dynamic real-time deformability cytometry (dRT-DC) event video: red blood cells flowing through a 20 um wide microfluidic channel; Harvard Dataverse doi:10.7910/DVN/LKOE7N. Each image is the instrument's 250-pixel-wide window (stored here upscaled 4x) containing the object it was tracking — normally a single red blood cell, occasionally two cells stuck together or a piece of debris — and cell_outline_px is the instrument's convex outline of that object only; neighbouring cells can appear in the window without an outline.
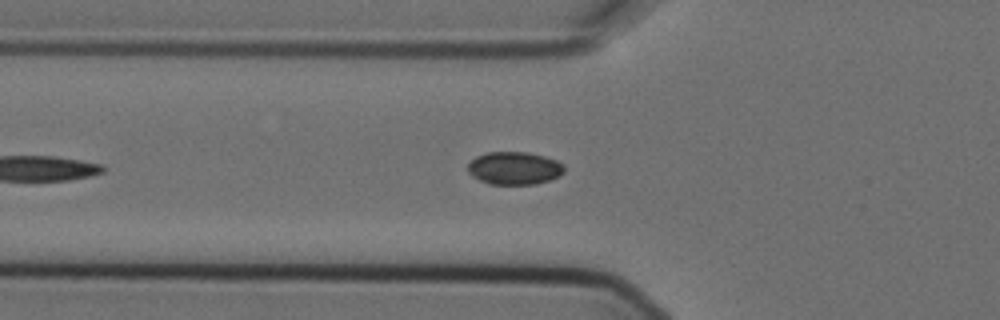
{"species": "Egyptian fruit bat (a non-hibernating species)", "species_latin": "Rousettus aegyptiacus", "temperature_condition": "cold", "stored_images_in_passage": 6, "camera_frame_rate_fps": 3000, "um_per_image_px": 0.085, "animal": {"sex": "female"}, "frame": {"image": 1, "passage_image": 5, "time_ms": 1.333, "image_size_px": [1000, 320], "cell_outline_px": [[564, 172], [560, 176], [536, 184], [488, 184], [472, 176], [468, 172], [468, 164], [476, 156], [488, 152], [528, 152], [544, 156], [556, 160], [564, 164]], "centroid_in_image_um": [43.73, 14.29], "position_along_channel_um": 82.1, "area_um2": 18.5}}
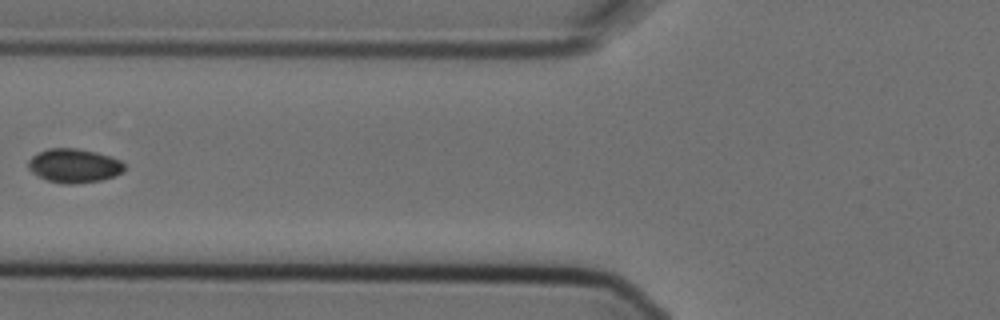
{"frame": {"image": 2, "passage_image": 6, "time_ms": 1.667, "image_size_px": [1000, 320], "cell_outline_px": [[124, 172], [100, 180], [72, 184], [64, 184], [48, 180], [36, 176], [28, 168], [28, 160], [32, 156], [48, 148], [76, 148], [96, 152], [120, 160], [124, 164]], "centroid_in_image_um": [6.27, 14.08], "position_along_channel_um": 119.5, "area_um2": 18.9}}